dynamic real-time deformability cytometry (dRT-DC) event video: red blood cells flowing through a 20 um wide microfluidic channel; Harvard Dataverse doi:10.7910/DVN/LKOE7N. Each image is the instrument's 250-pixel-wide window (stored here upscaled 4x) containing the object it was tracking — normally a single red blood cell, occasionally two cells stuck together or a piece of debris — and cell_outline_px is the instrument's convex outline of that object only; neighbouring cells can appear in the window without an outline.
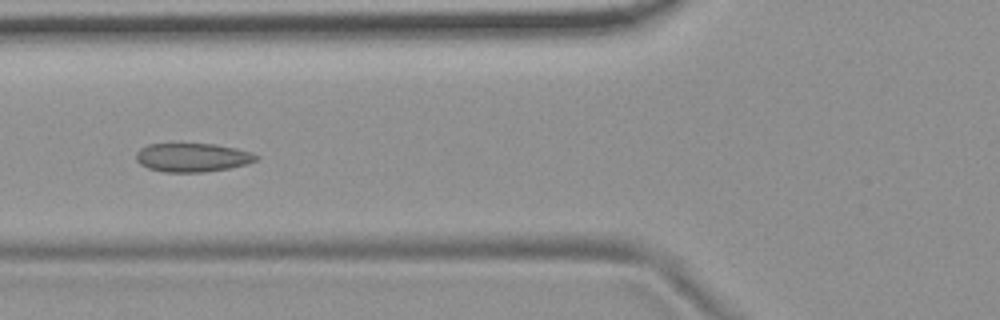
{"species": "common noctule bat (a hibernating species)", "species_latin": "Nyctalus noctula", "temperature_condition": "room temperature", "stored_images_in_passage": 5, "camera_frame_rate_fps": 3000, "um_per_image_px": 0.085, "animal": {"sex": "female", "body_mass_g": 19.9}, "frame": {"image": 1, "passage_image": 5, "time_ms": 1.333, "image_size_px": [1000, 320], "cell_outline_px": [[260, 156], [256, 160], [244, 164], [228, 168], [204, 172], [164, 172], [148, 168], [140, 164], [136, 160], [136, 152], [140, 148], [148, 144], [216, 144], [236, 148], [252, 152]], "centroid_in_image_um": [16.34, 13.38], "position_along_channel_um": 109.5, "area_um2": 20.06}}